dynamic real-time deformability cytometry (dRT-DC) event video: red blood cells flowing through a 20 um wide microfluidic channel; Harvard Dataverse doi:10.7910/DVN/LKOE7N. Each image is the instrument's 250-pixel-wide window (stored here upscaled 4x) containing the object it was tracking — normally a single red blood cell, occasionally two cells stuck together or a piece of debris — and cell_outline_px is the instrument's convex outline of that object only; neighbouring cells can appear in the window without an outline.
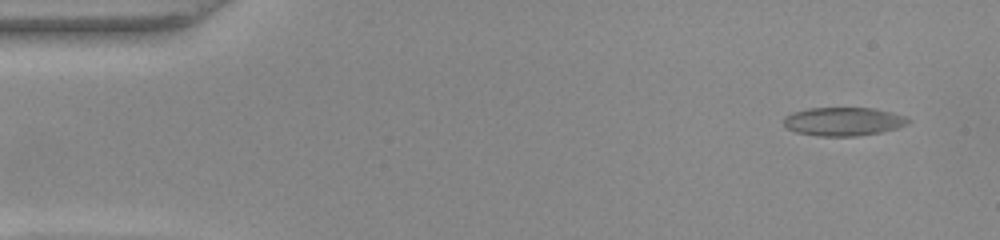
{"species": "common noctule bat (a hibernating species)", "species_latin": "Nyctalus noctula", "temperature_condition": "warm", "stored_images_in_passage": 14, "camera_frame_rate_fps": 3000, "um_per_image_px": 0.085, "animal": {"sex": "female", "body_mass_g": 22.0, "forearm_length_mm": 56.7}, "frame": {"image": 1, "passage_image": 3, "time_ms": 0.667, "image_size_px": [1000, 240], "cell_outline_px": [[912, 120], [908, 124], [896, 128], [880, 132], [856, 136], [816, 136], [796, 132], [788, 128], [784, 124], [784, 116], [792, 112], [808, 108], [872, 108], [892, 112], [904, 116]], "centroid_in_image_um": [71.68, 10.32], "position_along_channel_um": 13.3, "area_um2": 20.69}}